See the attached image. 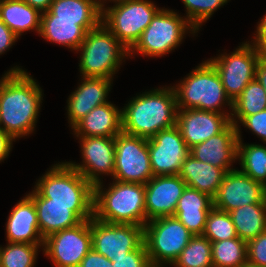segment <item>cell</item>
Listing matches in <instances>:
<instances>
[{"label":"cell","instance_id":"1","mask_svg":"<svg viewBox=\"0 0 266 267\" xmlns=\"http://www.w3.org/2000/svg\"><path fill=\"white\" fill-rule=\"evenodd\" d=\"M42 89L30 73L17 65L0 79V127L15 140L34 132Z\"/></svg>","mask_w":266,"mask_h":267},{"label":"cell","instance_id":"2","mask_svg":"<svg viewBox=\"0 0 266 267\" xmlns=\"http://www.w3.org/2000/svg\"><path fill=\"white\" fill-rule=\"evenodd\" d=\"M122 108V131L150 138L176 125L177 101L173 86L159 87L131 98Z\"/></svg>","mask_w":266,"mask_h":267},{"label":"cell","instance_id":"3","mask_svg":"<svg viewBox=\"0 0 266 267\" xmlns=\"http://www.w3.org/2000/svg\"><path fill=\"white\" fill-rule=\"evenodd\" d=\"M94 185L93 217L105 223L146 224L145 185L113 180Z\"/></svg>","mask_w":266,"mask_h":267},{"label":"cell","instance_id":"4","mask_svg":"<svg viewBox=\"0 0 266 267\" xmlns=\"http://www.w3.org/2000/svg\"><path fill=\"white\" fill-rule=\"evenodd\" d=\"M173 88L178 110L198 109L232 114L233 102L226 95L221 78L209 60L200 63ZM226 105L230 113L224 110Z\"/></svg>","mask_w":266,"mask_h":267},{"label":"cell","instance_id":"5","mask_svg":"<svg viewBox=\"0 0 266 267\" xmlns=\"http://www.w3.org/2000/svg\"><path fill=\"white\" fill-rule=\"evenodd\" d=\"M77 51L81 54L78 63L81 77L113 80L124 59L129 57V50L102 23L86 33Z\"/></svg>","mask_w":266,"mask_h":267},{"label":"cell","instance_id":"6","mask_svg":"<svg viewBox=\"0 0 266 267\" xmlns=\"http://www.w3.org/2000/svg\"><path fill=\"white\" fill-rule=\"evenodd\" d=\"M187 33L195 35L198 31L184 16L161 8L129 50V57L138 53L144 57H162L177 48Z\"/></svg>","mask_w":266,"mask_h":267},{"label":"cell","instance_id":"7","mask_svg":"<svg viewBox=\"0 0 266 267\" xmlns=\"http://www.w3.org/2000/svg\"><path fill=\"white\" fill-rule=\"evenodd\" d=\"M49 169L33 188L42 198H48V204L93 205L94 186L67 161Z\"/></svg>","mask_w":266,"mask_h":267},{"label":"cell","instance_id":"8","mask_svg":"<svg viewBox=\"0 0 266 267\" xmlns=\"http://www.w3.org/2000/svg\"><path fill=\"white\" fill-rule=\"evenodd\" d=\"M193 236L174 216L150 220L143 227V242L153 267L171 266Z\"/></svg>","mask_w":266,"mask_h":267},{"label":"cell","instance_id":"9","mask_svg":"<svg viewBox=\"0 0 266 267\" xmlns=\"http://www.w3.org/2000/svg\"><path fill=\"white\" fill-rule=\"evenodd\" d=\"M161 8L150 0H125L102 10L101 23L130 50Z\"/></svg>","mask_w":266,"mask_h":267},{"label":"cell","instance_id":"10","mask_svg":"<svg viewBox=\"0 0 266 267\" xmlns=\"http://www.w3.org/2000/svg\"><path fill=\"white\" fill-rule=\"evenodd\" d=\"M261 53L245 41L231 54L223 53L208 59L217 70L226 95L234 102L247 84L255 79L256 67Z\"/></svg>","mask_w":266,"mask_h":267},{"label":"cell","instance_id":"11","mask_svg":"<svg viewBox=\"0 0 266 267\" xmlns=\"http://www.w3.org/2000/svg\"><path fill=\"white\" fill-rule=\"evenodd\" d=\"M152 177L148 139L120 132L115 137L112 179L145 185Z\"/></svg>","mask_w":266,"mask_h":267},{"label":"cell","instance_id":"12","mask_svg":"<svg viewBox=\"0 0 266 267\" xmlns=\"http://www.w3.org/2000/svg\"><path fill=\"white\" fill-rule=\"evenodd\" d=\"M92 249L90 219L44 239L43 252L55 267H78Z\"/></svg>","mask_w":266,"mask_h":267},{"label":"cell","instance_id":"13","mask_svg":"<svg viewBox=\"0 0 266 267\" xmlns=\"http://www.w3.org/2000/svg\"><path fill=\"white\" fill-rule=\"evenodd\" d=\"M92 248L111 260L126 256L143 243V227L134 224L105 223L90 219Z\"/></svg>","mask_w":266,"mask_h":267},{"label":"cell","instance_id":"14","mask_svg":"<svg viewBox=\"0 0 266 267\" xmlns=\"http://www.w3.org/2000/svg\"><path fill=\"white\" fill-rule=\"evenodd\" d=\"M148 150L153 176L179 175L190 149L175 125L148 138Z\"/></svg>","mask_w":266,"mask_h":267},{"label":"cell","instance_id":"15","mask_svg":"<svg viewBox=\"0 0 266 267\" xmlns=\"http://www.w3.org/2000/svg\"><path fill=\"white\" fill-rule=\"evenodd\" d=\"M79 139L82 162H67L93 186L103 182L102 175H114L115 137H76ZM100 176L102 178H100Z\"/></svg>","mask_w":266,"mask_h":267},{"label":"cell","instance_id":"16","mask_svg":"<svg viewBox=\"0 0 266 267\" xmlns=\"http://www.w3.org/2000/svg\"><path fill=\"white\" fill-rule=\"evenodd\" d=\"M254 203H266V187L237 168L226 173L213 198V207L228 213Z\"/></svg>","mask_w":266,"mask_h":267},{"label":"cell","instance_id":"17","mask_svg":"<svg viewBox=\"0 0 266 267\" xmlns=\"http://www.w3.org/2000/svg\"><path fill=\"white\" fill-rule=\"evenodd\" d=\"M28 195L34 201L43 239L93 217V205L48 204V198H42L34 189Z\"/></svg>","mask_w":266,"mask_h":267},{"label":"cell","instance_id":"18","mask_svg":"<svg viewBox=\"0 0 266 267\" xmlns=\"http://www.w3.org/2000/svg\"><path fill=\"white\" fill-rule=\"evenodd\" d=\"M186 186L179 175L153 176L145 184L146 223L159 217L174 216Z\"/></svg>","mask_w":266,"mask_h":267},{"label":"cell","instance_id":"19","mask_svg":"<svg viewBox=\"0 0 266 267\" xmlns=\"http://www.w3.org/2000/svg\"><path fill=\"white\" fill-rule=\"evenodd\" d=\"M231 115L198 109H181L177 111L176 126L190 149L222 132L231 123Z\"/></svg>","mask_w":266,"mask_h":267},{"label":"cell","instance_id":"20","mask_svg":"<svg viewBox=\"0 0 266 267\" xmlns=\"http://www.w3.org/2000/svg\"><path fill=\"white\" fill-rule=\"evenodd\" d=\"M75 91L67 100V117L71 129L95 107L110 102L107 99L111 91L112 79L81 77Z\"/></svg>","mask_w":266,"mask_h":267},{"label":"cell","instance_id":"21","mask_svg":"<svg viewBox=\"0 0 266 267\" xmlns=\"http://www.w3.org/2000/svg\"><path fill=\"white\" fill-rule=\"evenodd\" d=\"M237 145V128L231 122L219 134L190 148V155L196 160L210 163L229 172L235 170L232 163L237 161Z\"/></svg>","mask_w":266,"mask_h":267},{"label":"cell","instance_id":"22","mask_svg":"<svg viewBox=\"0 0 266 267\" xmlns=\"http://www.w3.org/2000/svg\"><path fill=\"white\" fill-rule=\"evenodd\" d=\"M5 227L7 242L44 244L34 201L28 194L13 207Z\"/></svg>","mask_w":266,"mask_h":267},{"label":"cell","instance_id":"23","mask_svg":"<svg viewBox=\"0 0 266 267\" xmlns=\"http://www.w3.org/2000/svg\"><path fill=\"white\" fill-rule=\"evenodd\" d=\"M75 137H116L122 132V109L107 102L95 107L73 128Z\"/></svg>","mask_w":266,"mask_h":267},{"label":"cell","instance_id":"24","mask_svg":"<svg viewBox=\"0 0 266 267\" xmlns=\"http://www.w3.org/2000/svg\"><path fill=\"white\" fill-rule=\"evenodd\" d=\"M213 208V199L197 189L186 186L174 213L176 217L194 236L202 235L206 218Z\"/></svg>","mask_w":266,"mask_h":267},{"label":"cell","instance_id":"25","mask_svg":"<svg viewBox=\"0 0 266 267\" xmlns=\"http://www.w3.org/2000/svg\"><path fill=\"white\" fill-rule=\"evenodd\" d=\"M101 21H66V20H41L39 35L58 45L77 50L86 33L97 27Z\"/></svg>","mask_w":266,"mask_h":267},{"label":"cell","instance_id":"26","mask_svg":"<svg viewBox=\"0 0 266 267\" xmlns=\"http://www.w3.org/2000/svg\"><path fill=\"white\" fill-rule=\"evenodd\" d=\"M226 173L220 167L196 160L192 155H189L182 163L179 176L188 187L197 189L213 199Z\"/></svg>","mask_w":266,"mask_h":267},{"label":"cell","instance_id":"27","mask_svg":"<svg viewBox=\"0 0 266 267\" xmlns=\"http://www.w3.org/2000/svg\"><path fill=\"white\" fill-rule=\"evenodd\" d=\"M41 14L23 0H0V19L18 37L30 30L39 34Z\"/></svg>","mask_w":266,"mask_h":267},{"label":"cell","instance_id":"28","mask_svg":"<svg viewBox=\"0 0 266 267\" xmlns=\"http://www.w3.org/2000/svg\"><path fill=\"white\" fill-rule=\"evenodd\" d=\"M102 10L96 0H53L41 20L101 21Z\"/></svg>","mask_w":266,"mask_h":267},{"label":"cell","instance_id":"29","mask_svg":"<svg viewBox=\"0 0 266 267\" xmlns=\"http://www.w3.org/2000/svg\"><path fill=\"white\" fill-rule=\"evenodd\" d=\"M229 214L238 237L246 242L266 231V203L248 204Z\"/></svg>","mask_w":266,"mask_h":267},{"label":"cell","instance_id":"30","mask_svg":"<svg viewBox=\"0 0 266 267\" xmlns=\"http://www.w3.org/2000/svg\"><path fill=\"white\" fill-rule=\"evenodd\" d=\"M240 126H236L238 138L237 160L240 164V171L266 187V146L262 144H244Z\"/></svg>","mask_w":266,"mask_h":267},{"label":"cell","instance_id":"31","mask_svg":"<svg viewBox=\"0 0 266 267\" xmlns=\"http://www.w3.org/2000/svg\"><path fill=\"white\" fill-rule=\"evenodd\" d=\"M266 109V91L255 79L247 84L242 93L233 102L231 122L238 126L247 116Z\"/></svg>","mask_w":266,"mask_h":267},{"label":"cell","instance_id":"32","mask_svg":"<svg viewBox=\"0 0 266 267\" xmlns=\"http://www.w3.org/2000/svg\"><path fill=\"white\" fill-rule=\"evenodd\" d=\"M214 267H243L247 264V242L239 237L212 242Z\"/></svg>","mask_w":266,"mask_h":267},{"label":"cell","instance_id":"33","mask_svg":"<svg viewBox=\"0 0 266 267\" xmlns=\"http://www.w3.org/2000/svg\"><path fill=\"white\" fill-rule=\"evenodd\" d=\"M171 266L214 267L212 263V242L203 235L193 236Z\"/></svg>","mask_w":266,"mask_h":267},{"label":"cell","instance_id":"34","mask_svg":"<svg viewBox=\"0 0 266 267\" xmlns=\"http://www.w3.org/2000/svg\"><path fill=\"white\" fill-rule=\"evenodd\" d=\"M43 246L44 244L7 242L5 247L0 246V267H34L38 250Z\"/></svg>","mask_w":266,"mask_h":267},{"label":"cell","instance_id":"35","mask_svg":"<svg viewBox=\"0 0 266 267\" xmlns=\"http://www.w3.org/2000/svg\"><path fill=\"white\" fill-rule=\"evenodd\" d=\"M202 235L211 242L238 237L230 214L214 207L207 215Z\"/></svg>","mask_w":266,"mask_h":267},{"label":"cell","instance_id":"36","mask_svg":"<svg viewBox=\"0 0 266 267\" xmlns=\"http://www.w3.org/2000/svg\"><path fill=\"white\" fill-rule=\"evenodd\" d=\"M230 0H182L188 22L199 31L214 12Z\"/></svg>","mask_w":266,"mask_h":267},{"label":"cell","instance_id":"37","mask_svg":"<svg viewBox=\"0 0 266 267\" xmlns=\"http://www.w3.org/2000/svg\"><path fill=\"white\" fill-rule=\"evenodd\" d=\"M247 264L266 267V231L247 242Z\"/></svg>","mask_w":266,"mask_h":267},{"label":"cell","instance_id":"38","mask_svg":"<svg viewBox=\"0 0 266 267\" xmlns=\"http://www.w3.org/2000/svg\"><path fill=\"white\" fill-rule=\"evenodd\" d=\"M113 267H153L144 242L126 256L110 260Z\"/></svg>","mask_w":266,"mask_h":267},{"label":"cell","instance_id":"39","mask_svg":"<svg viewBox=\"0 0 266 267\" xmlns=\"http://www.w3.org/2000/svg\"><path fill=\"white\" fill-rule=\"evenodd\" d=\"M240 124L249 129L252 134H255L266 144V109L252 116L245 117Z\"/></svg>","mask_w":266,"mask_h":267},{"label":"cell","instance_id":"40","mask_svg":"<svg viewBox=\"0 0 266 267\" xmlns=\"http://www.w3.org/2000/svg\"><path fill=\"white\" fill-rule=\"evenodd\" d=\"M78 267H113L112 262L93 248L81 260Z\"/></svg>","mask_w":266,"mask_h":267},{"label":"cell","instance_id":"41","mask_svg":"<svg viewBox=\"0 0 266 267\" xmlns=\"http://www.w3.org/2000/svg\"><path fill=\"white\" fill-rule=\"evenodd\" d=\"M262 56L266 57V14L258 22L255 36L253 40L250 41Z\"/></svg>","mask_w":266,"mask_h":267},{"label":"cell","instance_id":"42","mask_svg":"<svg viewBox=\"0 0 266 267\" xmlns=\"http://www.w3.org/2000/svg\"><path fill=\"white\" fill-rule=\"evenodd\" d=\"M19 37L0 19V55L9 50Z\"/></svg>","mask_w":266,"mask_h":267},{"label":"cell","instance_id":"43","mask_svg":"<svg viewBox=\"0 0 266 267\" xmlns=\"http://www.w3.org/2000/svg\"><path fill=\"white\" fill-rule=\"evenodd\" d=\"M16 140L0 127V163L8 158Z\"/></svg>","mask_w":266,"mask_h":267},{"label":"cell","instance_id":"44","mask_svg":"<svg viewBox=\"0 0 266 267\" xmlns=\"http://www.w3.org/2000/svg\"><path fill=\"white\" fill-rule=\"evenodd\" d=\"M255 80L258 81L266 91V57L261 56L257 63Z\"/></svg>","mask_w":266,"mask_h":267},{"label":"cell","instance_id":"45","mask_svg":"<svg viewBox=\"0 0 266 267\" xmlns=\"http://www.w3.org/2000/svg\"><path fill=\"white\" fill-rule=\"evenodd\" d=\"M33 8L38 9L41 13L48 11L53 0H23Z\"/></svg>","mask_w":266,"mask_h":267},{"label":"cell","instance_id":"46","mask_svg":"<svg viewBox=\"0 0 266 267\" xmlns=\"http://www.w3.org/2000/svg\"><path fill=\"white\" fill-rule=\"evenodd\" d=\"M113 2V3H116V2H120V1H125V0H96V3H97V5L99 6V8L101 9V10H103L106 6H105V3L106 2Z\"/></svg>","mask_w":266,"mask_h":267},{"label":"cell","instance_id":"47","mask_svg":"<svg viewBox=\"0 0 266 267\" xmlns=\"http://www.w3.org/2000/svg\"><path fill=\"white\" fill-rule=\"evenodd\" d=\"M243 267H254V266H251V265H249V264H246V265L243 266Z\"/></svg>","mask_w":266,"mask_h":267}]
</instances>
